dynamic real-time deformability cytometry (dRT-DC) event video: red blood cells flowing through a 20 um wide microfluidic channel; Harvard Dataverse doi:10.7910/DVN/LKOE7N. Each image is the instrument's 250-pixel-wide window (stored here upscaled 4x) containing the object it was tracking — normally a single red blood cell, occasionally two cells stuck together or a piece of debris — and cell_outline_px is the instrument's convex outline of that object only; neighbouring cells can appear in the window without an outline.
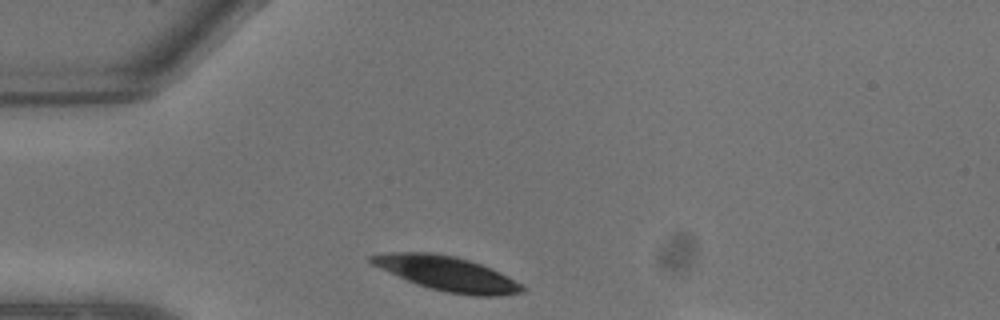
{"species": "common noctule bat (a hibernating species)", "species_latin": "Nyctalus noctula", "temperature_condition": "warm", "stored_images_in_passage": 6, "camera_frame_rate_fps": 3000, "um_per_image_px": 0.085, "animal": {"sex": "male", "body_mass_g": 13.3}, "frame": {"image": 1, "passage_image": 1, "time_ms": 0.0, "image_size_px": [1000, 320], "cell_outline_px": [[528, 288], [524, 292], [500, 296], [476, 296], [448, 292], [432, 288], [408, 280], [380, 268], [372, 264], [368, 260], [368, 256], [392, 252], [432, 252], [456, 256], [480, 264]], "centroid_in_image_um": [37.99, 23.24], "position_along_channel_um": 47.0, "area_um2": 29.59}}
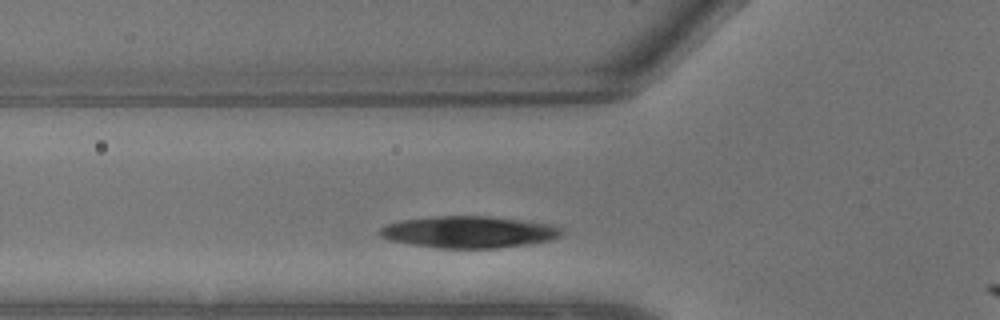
{"frame": {"image": 2, "passage_image": 3, "time_ms": 0.667, "image_size_px": [1000, 320], "cell_outline_px": [[564, 232], [560, 236], [552, 240], [528, 244], [496, 248], [436, 248], [412, 244], [392, 240], [380, 236], [376, 232], [380, 228], [388, 224], [400, 220], [436, 216], [488, 216], [524, 220], [552, 224], [560, 228]], "centroid_in_image_um": [39.87, 19.71], "position_along_channel_um": 85.9, "area_um2": 33.76}}